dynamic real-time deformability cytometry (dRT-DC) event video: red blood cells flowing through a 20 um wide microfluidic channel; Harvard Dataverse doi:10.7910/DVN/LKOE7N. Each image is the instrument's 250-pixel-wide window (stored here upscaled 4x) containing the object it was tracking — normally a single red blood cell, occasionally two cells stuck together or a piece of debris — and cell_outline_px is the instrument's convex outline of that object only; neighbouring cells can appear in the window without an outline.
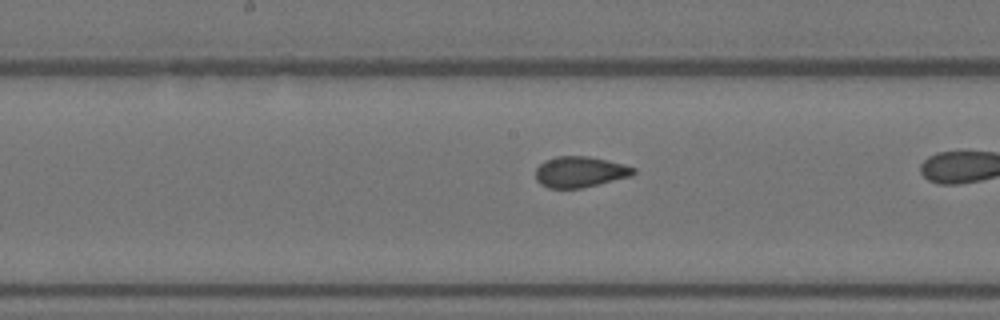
{"species": "Egyptian fruit bat (a non-hibernating species)", "species_latin": "Rousettus aegyptiacus", "temperature_condition": "warm", "stored_images_in_passage": 37, "camera_frame_rate_fps": 3000, "um_per_image_px": 0.085, "animal": {"sex": "female"}, "frame": {"image": 1, "passage_image": 22, "time_ms": 7.0, "image_size_px": [1000, 320], "cell_outline_px": [[636, 172], [632, 176], [580, 188], [548, 188], [540, 184], [536, 180], [536, 168], [544, 160], [556, 156], [588, 156], [624, 164], [636, 168]], "centroid_in_image_um": [49.29, 14.6], "position_along_channel_um": 198.9, "area_um2": 17.63}}